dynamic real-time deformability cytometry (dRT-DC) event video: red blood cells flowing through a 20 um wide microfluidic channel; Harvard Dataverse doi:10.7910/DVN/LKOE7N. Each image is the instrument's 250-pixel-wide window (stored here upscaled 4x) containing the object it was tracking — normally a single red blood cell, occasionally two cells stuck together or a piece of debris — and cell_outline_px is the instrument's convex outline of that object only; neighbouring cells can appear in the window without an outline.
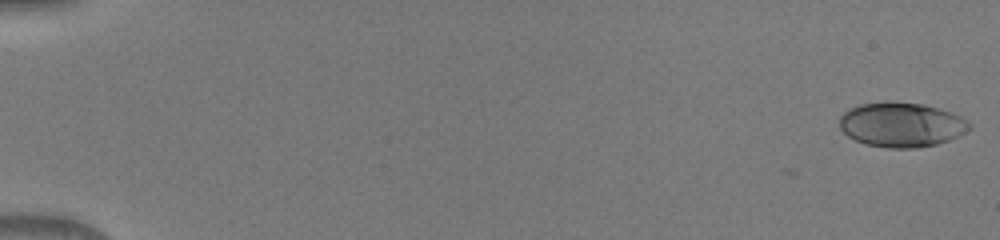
{"species": "human", "species_latin": "Homo sapiens", "temperature_condition": "warm", "stored_images_in_passage": 15, "camera_frame_rate_fps": 3000, "um_per_image_px": 0.085, "donor": {"sex": "male"}, "frame": {"image": 1, "passage_image": 1, "time_ms": 0.0, "image_size_px": [1000, 240], "cell_outline_px": [[972, 128], [948, 140], [936, 144], [916, 148], [888, 148], [868, 144], [856, 140], [848, 136], [840, 128], [840, 116], [844, 112], [860, 104], [888, 100], [920, 104], [940, 108], [952, 112], [968, 120], [972, 124]], "centroid_in_image_um": [76.64, 10.58], "position_along_channel_um": 8.4, "area_um2": 33.81}}